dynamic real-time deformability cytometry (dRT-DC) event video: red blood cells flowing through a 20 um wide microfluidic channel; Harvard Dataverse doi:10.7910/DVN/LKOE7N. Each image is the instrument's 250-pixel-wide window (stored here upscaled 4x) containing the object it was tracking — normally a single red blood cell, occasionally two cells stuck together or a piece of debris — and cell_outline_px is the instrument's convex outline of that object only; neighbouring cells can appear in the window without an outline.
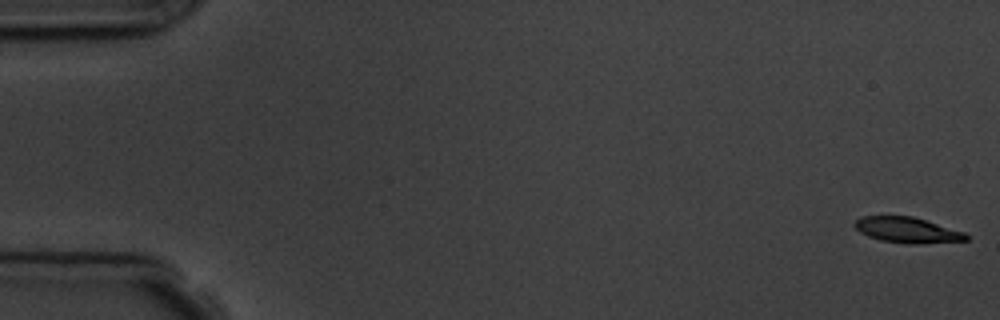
{"species": "common noctule bat (a hibernating species)", "species_latin": "Nyctalus noctula", "temperature_condition": "room temperature", "stored_images_in_passage": 5, "camera_frame_rate_fps": 3000, "um_per_image_px": 0.085, "animal": {"sex": "male", "body_mass_g": 19.5, "forearm_length_mm": 54.6}, "frame": {"image": 1, "passage_image": 1, "time_ms": 0.0, "image_size_px": [1000, 320], "cell_outline_px": [[968, 240], [916, 244], [904, 244], [880, 240], [868, 236], [860, 232], [852, 224], [860, 216], [912, 216], [964, 232], [968, 236]], "centroid_in_image_um": [77.08, 19.56], "position_along_channel_um": 7.9, "area_um2": 16.59}}
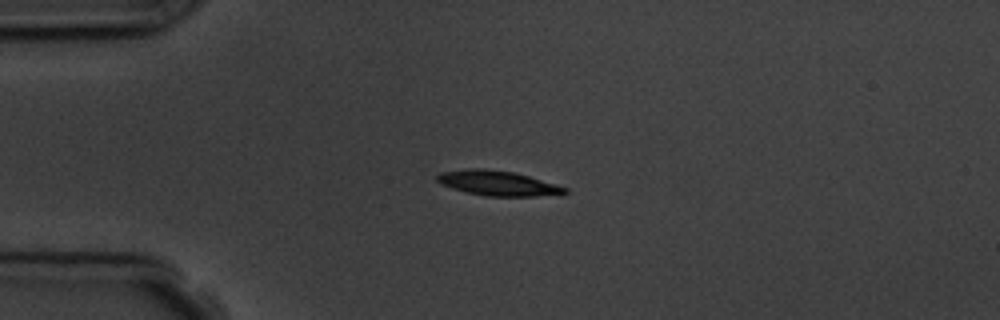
{"frame": {"image": 2, "passage_image": 5, "time_ms": 4.333, "image_size_px": [1000, 320], "cell_outline_px": [[568, 192], [536, 196], [488, 196], [468, 192], [452, 188], [440, 184], [436, 180], [436, 176], [440, 172], [468, 168], [484, 168], [512, 172], [528, 176], [568, 188]], "centroid_in_image_um": [42.24, 15.56], "position_along_channel_um": 42.8, "area_um2": 18.26}}